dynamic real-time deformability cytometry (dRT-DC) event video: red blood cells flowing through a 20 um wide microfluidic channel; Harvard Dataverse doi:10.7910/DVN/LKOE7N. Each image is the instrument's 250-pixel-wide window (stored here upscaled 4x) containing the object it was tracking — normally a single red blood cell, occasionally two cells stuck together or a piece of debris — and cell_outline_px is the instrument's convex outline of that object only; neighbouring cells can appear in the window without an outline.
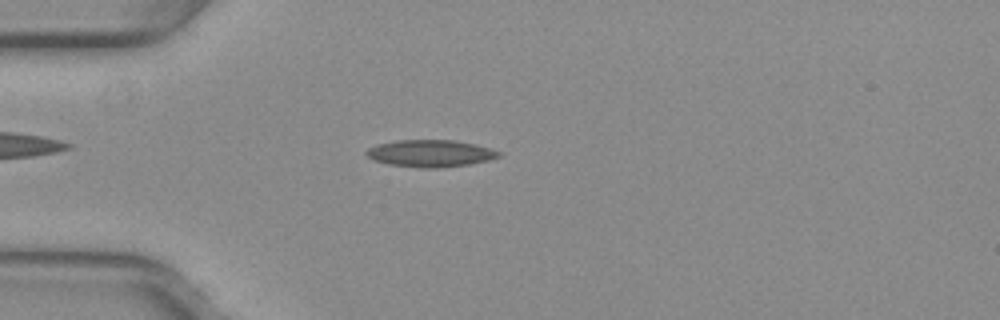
{"species": "common noctule bat (a hibernating species)", "species_latin": "Nyctalus noctula", "temperature_condition": "warm", "stored_images_in_passage": 45, "camera_frame_rate_fps": 3000, "um_per_image_px": 0.085, "animal": {"sex": "female", "body_mass_g": 29.2, "forearm_length_mm": 56.3}, "frame": {"image": 1, "passage_image": 7, "time_ms": 2.0, "image_size_px": [1000, 320], "cell_outline_px": [[500, 156], [488, 160], [468, 164], [440, 168], [420, 168], [388, 164], [372, 160], [364, 152], [368, 148], [376, 144], [400, 140], [452, 140], [476, 144], [500, 152]], "centroid_in_image_um": [36.54, 13.04], "position_along_channel_um": 48.5, "area_um2": 20.81}}
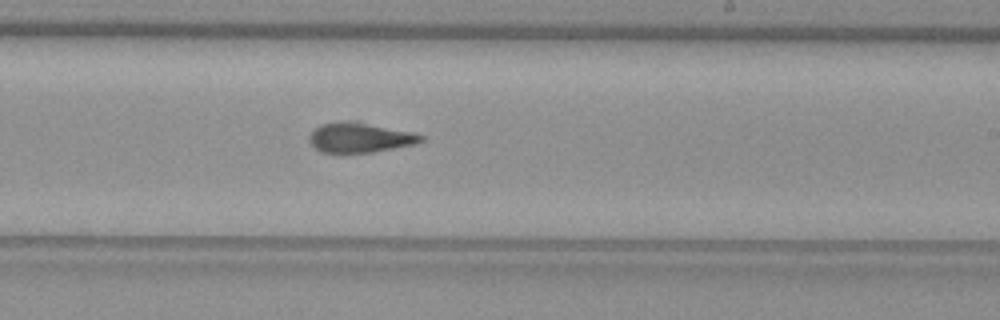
{"frame": {"image": 2, "passage_image": 24, "time_ms": 7.667, "image_size_px": [1000, 320], "cell_outline_px": [[424, 140], [416, 144], [372, 152], [324, 152], [316, 148], [308, 140], [308, 136], [320, 124], [348, 120], [360, 120], [412, 132], [424, 136]], "centroid_in_image_um": [30.62, 11.66], "position_along_channel_um": 258.4, "area_um2": 19.65}}
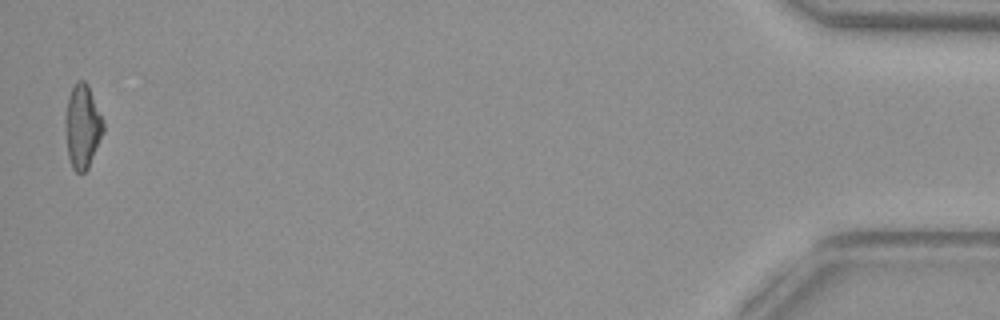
{"frame": {"image": 3, "passage_image": 44, "time_ms": 14.333, "image_size_px": [1000, 320], "cell_outline_px": [[104, 132], [88, 168], [84, 172], [76, 172], [72, 168], [68, 156], [68, 96], [76, 80], [84, 80], [88, 84], [104, 120]], "centroid_in_image_um": [7.08, 10.73], "position_along_channel_um": 428.1, "area_um2": 17.92}, "authors_computed_cell_mechanics": {"area_um2": 19.652, "velocity_mm_per_s": 3.9765, "shape_relaxation_time_tau1_ms": 3.5287, "shape_relaxation_time_tau2_ms": 0.82, "deformation_change_tau1": 0.1329, "deformation_change_tau2": 0.0935}}